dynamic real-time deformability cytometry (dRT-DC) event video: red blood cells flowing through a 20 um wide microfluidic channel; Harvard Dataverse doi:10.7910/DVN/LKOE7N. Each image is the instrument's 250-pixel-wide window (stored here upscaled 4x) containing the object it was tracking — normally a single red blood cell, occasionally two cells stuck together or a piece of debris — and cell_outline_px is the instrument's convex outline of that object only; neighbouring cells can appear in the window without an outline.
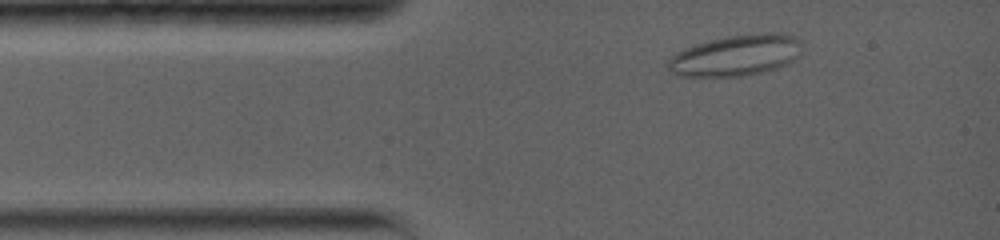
{"species": "common noctule bat (a hibernating species)", "species_latin": "Nyctalus noctula", "temperature_condition": "warm", "stored_images_in_passage": 10, "camera_frame_rate_fps": 5000, "um_per_image_px": 0.085, "animal": {"sex": "female", "body_mass_g": 19.0, "forearm_length_mm": 56.7}, "frame": {"image": 1, "passage_image": 2, "time_ms": 1.2, "image_size_px": [1000, 240], "cell_outline_px": [[800, 56], [788, 64], [776, 68], [744, 76], [676, 76], [668, 68], [668, 60], [676, 52], [684, 48], [696, 44], [728, 36], [764, 32], [780, 32], [796, 36], [800, 40]], "centroid_in_image_um": [62.59, 4.7], "position_along_channel_um": 22.4, "area_um2": 32.14}}
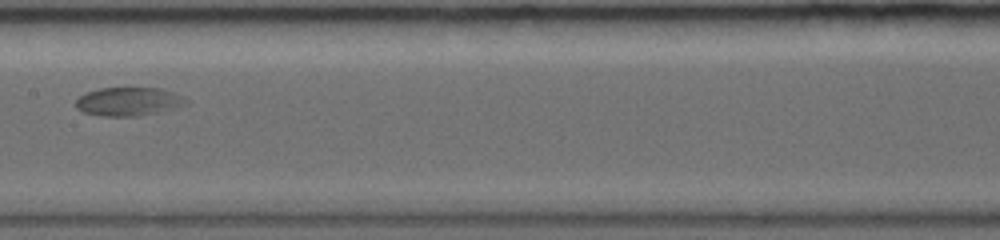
{"frame": {"image": 2, "passage_image": 7, "time_ms": 7.0, "image_size_px": [1000, 240], "cell_outline_px": [[188, 104], [140, 116], [100, 116], [84, 112], [76, 108], [76, 100], [80, 96], [88, 92], [100, 88], [164, 88], [188, 100]], "centroid_in_image_um": [10.91, 8.63], "position_along_channel_um": 196.5, "area_um2": 18.15}}
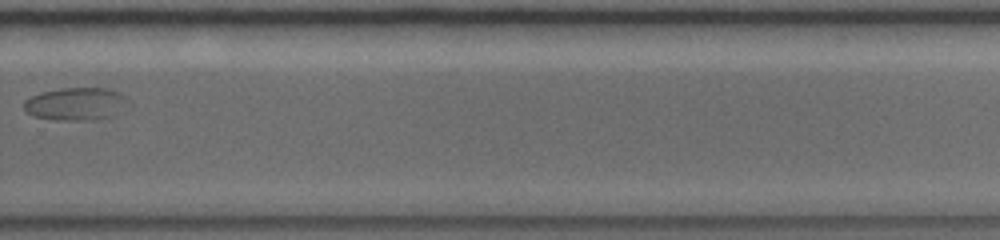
{"frame": {"image": 3, "passage_image": 10, "time_ms": 10.6, "image_size_px": [1000, 240], "cell_outline_px": [[124, 96], [112, 116], [92, 120], [56, 120], [32, 116], [24, 108], [24, 100], [40, 92], [60, 88], [108, 88], [120, 92]], "centroid_in_image_um": [6.3, 8.82], "position_along_channel_um": 323.5, "area_um2": 19.25}}